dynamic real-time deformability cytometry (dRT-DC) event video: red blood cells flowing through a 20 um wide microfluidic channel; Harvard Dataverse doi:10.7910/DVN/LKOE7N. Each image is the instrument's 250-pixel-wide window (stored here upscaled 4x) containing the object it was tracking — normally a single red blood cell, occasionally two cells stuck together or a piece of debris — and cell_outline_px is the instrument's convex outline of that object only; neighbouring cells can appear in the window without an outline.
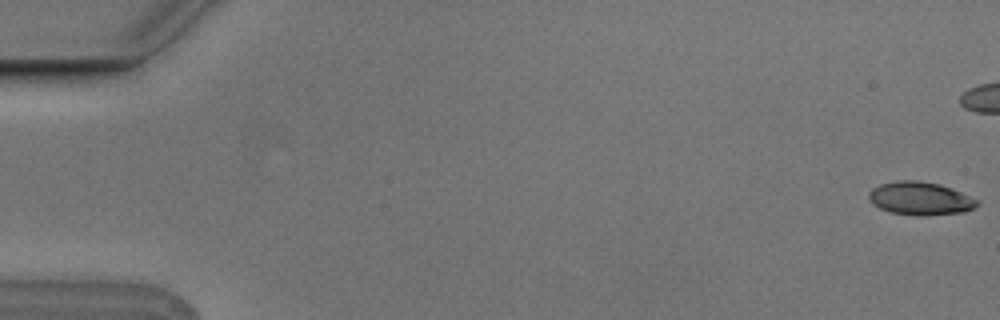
{"species": "Egyptian fruit bat (a non-hibernating species)", "species_latin": "Rousettus aegyptiacus", "temperature_condition": "cold", "stored_images_in_passage": 7, "camera_frame_rate_fps": 3000, "um_per_image_px": 0.085, "animal": {"sex": "male"}, "frame": {"image": 1, "passage_image": 1, "time_ms": 0.0, "image_size_px": [1000, 320], "cell_outline_px": [[980, 204], [976, 208], [964, 212], [928, 216], [920, 216], [892, 212], [880, 208], [872, 204], [868, 200], [868, 192], [872, 188], [880, 184], [900, 180], [916, 180], [940, 184], [952, 188], [980, 200]], "centroid_in_image_um": [78.25, 16.87], "position_along_channel_um": 6.7, "area_um2": 21.27}}